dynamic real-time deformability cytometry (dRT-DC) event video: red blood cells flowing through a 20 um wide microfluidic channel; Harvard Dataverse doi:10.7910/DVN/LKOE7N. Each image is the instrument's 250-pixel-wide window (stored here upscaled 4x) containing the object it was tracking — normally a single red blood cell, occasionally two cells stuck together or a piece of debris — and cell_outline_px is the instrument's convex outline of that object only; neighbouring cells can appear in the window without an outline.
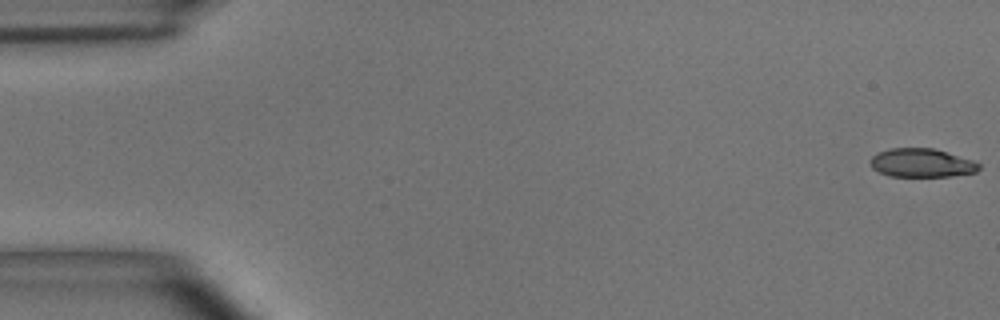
{"species": "common noctule bat (a hibernating species)", "species_latin": "Nyctalus noctula", "temperature_condition": "room temperature", "stored_images_in_passage": 10, "camera_frame_rate_fps": 3000, "um_per_image_px": 0.085, "animal": {"sex": "male", "body_mass_g": 15.6}, "frame": {"image": 1, "passage_image": 1, "time_ms": 0.0, "image_size_px": [1000, 320], "cell_outline_px": [[980, 168], [976, 172], [948, 176], [888, 176], [872, 168], [868, 160], [872, 156], [880, 152], [892, 148], [932, 148], [972, 160], [980, 164]], "centroid_in_image_um": [78.31, 13.85], "position_along_channel_um": 6.7, "area_um2": 17.92}}